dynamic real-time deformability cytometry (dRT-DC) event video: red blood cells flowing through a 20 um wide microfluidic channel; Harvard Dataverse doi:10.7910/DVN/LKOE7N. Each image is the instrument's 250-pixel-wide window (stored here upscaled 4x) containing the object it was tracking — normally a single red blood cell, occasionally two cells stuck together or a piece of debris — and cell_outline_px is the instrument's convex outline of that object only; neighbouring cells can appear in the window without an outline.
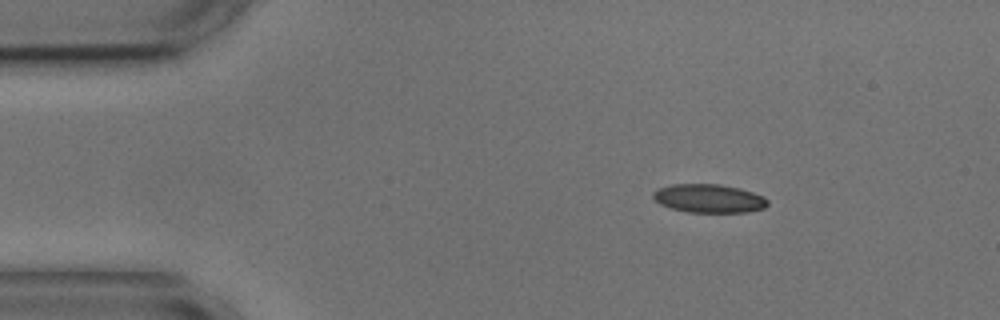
{"species": "common noctule bat (a hibernating species)", "species_latin": "Nyctalus noctula", "temperature_condition": "cold", "stored_images_in_passage": 2, "camera_frame_rate_fps": 3000, "um_per_image_px": 0.085, "animal": {"sex": "male", "body_mass_g": 17.9, "forearm_length_mm": 54.2}, "frame": {"image": 1, "passage_image": 1, "time_ms": 0.0, "image_size_px": [1000, 320], "cell_outline_px": [[768, 204], [764, 208], [748, 212], [688, 212], [672, 208], [660, 204], [652, 196], [652, 192], [656, 188], [672, 184], [720, 184], [740, 188], [764, 196], [768, 200]], "centroid_in_image_um": [60.25, 16.86], "position_along_channel_um": 24.7, "area_um2": 19.13}}